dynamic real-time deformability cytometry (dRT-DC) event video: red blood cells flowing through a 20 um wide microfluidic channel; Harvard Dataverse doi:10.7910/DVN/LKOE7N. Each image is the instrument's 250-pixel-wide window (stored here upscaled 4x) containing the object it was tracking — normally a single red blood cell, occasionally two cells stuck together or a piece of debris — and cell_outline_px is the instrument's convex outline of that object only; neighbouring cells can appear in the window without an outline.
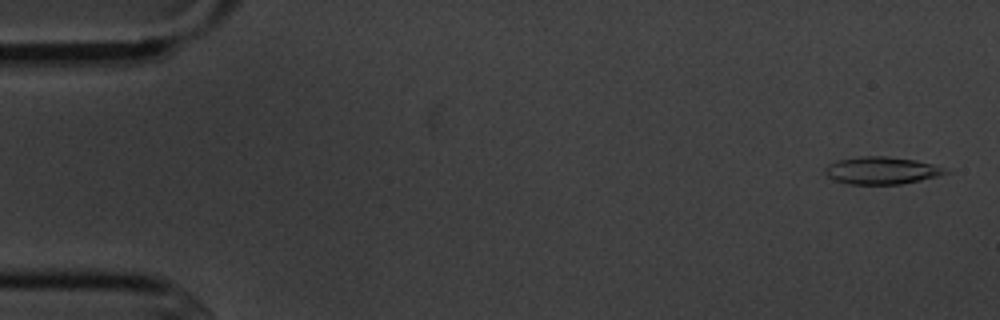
{"species": "common noctule bat (a hibernating species)", "species_latin": "Nyctalus noctula", "temperature_condition": "cold", "stored_images_in_passage": 5, "camera_frame_rate_fps": 3000, "um_per_image_px": 0.085, "animal": {"sex": "male", "body_mass_g": 20.1, "forearm_length_mm": 53.5}, "frame": {"image": 1, "passage_image": 1, "time_ms": 0.0, "image_size_px": [1000, 320], "cell_outline_px": [[952, 172], [920, 180], [900, 184], [848, 184], [836, 180], [828, 176], [824, 172], [824, 168], [828, 164], [836, 160], [860, 156], [888, 156], [916, 160], [932, 164]], "centroid_in_image_um": [74.9, 14.48], "position_along_channel_um": 10.1, "area_um2": 19.13}}